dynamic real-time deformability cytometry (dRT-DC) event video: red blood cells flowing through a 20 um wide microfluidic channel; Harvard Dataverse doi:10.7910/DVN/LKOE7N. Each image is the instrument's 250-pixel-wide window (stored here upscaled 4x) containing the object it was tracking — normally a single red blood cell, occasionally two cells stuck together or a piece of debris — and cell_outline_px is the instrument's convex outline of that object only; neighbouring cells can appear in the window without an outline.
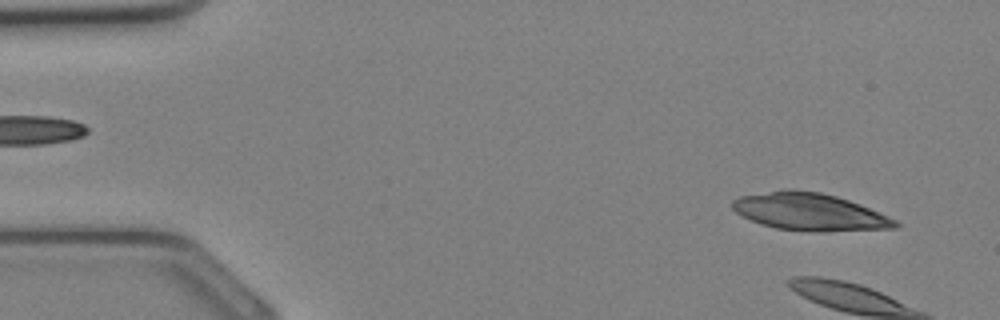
{"species": "Egyptian fruit bat (a non-hibernating species)", "species_latin": "Rousettus aegyptiacus", "temperature_condition": "cold", "stored_images_in_passage": 5, "camera_frame_rate_fps": 3000, "um_per_image_px": 0.085, "animal": {"sex": "female"}, "frame": {"image": 1, "passage_image": 3, "time_ms": 0.667, "image_size_px": [1000, 320], "cell_outline_px": [[900, 224], [896, 228], [776, 228], [752, 220], [736, 212], [732, 208], [732, 200], [740, 196], [784, 188], [792, 188], [820, 192], [836, 196], [860, 204], [888, 216], [896, 220]], "centroid_in_image_um": [68.73, 17.91], "position_along_channel_um": 16.3, "area_um2": 33.7}}